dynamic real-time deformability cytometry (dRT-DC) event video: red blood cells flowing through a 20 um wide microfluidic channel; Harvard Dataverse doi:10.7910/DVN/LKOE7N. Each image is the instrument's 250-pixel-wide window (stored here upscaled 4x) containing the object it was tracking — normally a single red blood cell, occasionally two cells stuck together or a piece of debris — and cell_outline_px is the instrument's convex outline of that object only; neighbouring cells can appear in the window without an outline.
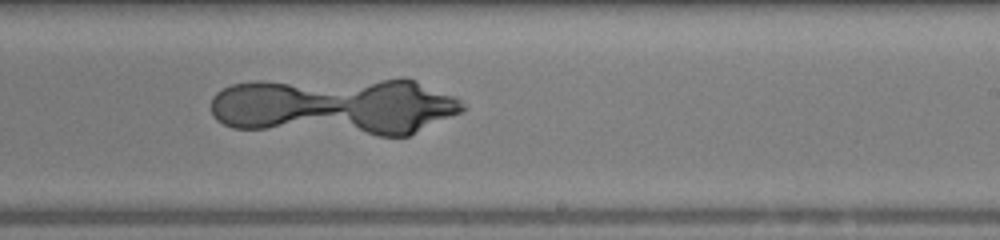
{"species": "human", "species_latin": "Homo sapiens", "temperature_condition": "warm", "stored_images_in_passage": 36, "segment_of_instrument_passage": [2, 2], "camera_frame_rate_fps": 3000, "um_per_image_px": 0.085, "donor": {"sex": "female"}, "frame": {"image": 1, "passage_image": 17, "time_ms": 5.333, "image_size_px": [1000, 240], "cell_outline_px": [[344, 112], [256, 128], [244, 128], [228, 124], [220, 120], [216, 116], [212, 108], [212, 104], [216, 96], [220, 92], [228, 88], [240, 84], [280, 84], [320, 96], [344, 108]], "centroid_in_image_um": [22.88, 8.97], "position_along_channel_um": 266.1, "area_um2": 29.42}}
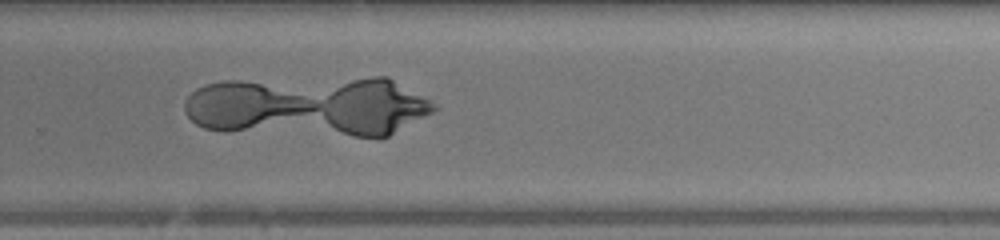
{"frame": {"image": 2, "passage_image": 20, "time_ms": 6.333, "image_size_px": [1000, 240], "cell_outline_px": [[320, 112], [240, 128], [212, 128], [200, 124], [196, 120], [216, 84], [256, 84], [316, 108]], "centroid_in_image_um": [21.13, 9.08], "position_along_channel_um": 308.7, "area_um2": 25.89}}